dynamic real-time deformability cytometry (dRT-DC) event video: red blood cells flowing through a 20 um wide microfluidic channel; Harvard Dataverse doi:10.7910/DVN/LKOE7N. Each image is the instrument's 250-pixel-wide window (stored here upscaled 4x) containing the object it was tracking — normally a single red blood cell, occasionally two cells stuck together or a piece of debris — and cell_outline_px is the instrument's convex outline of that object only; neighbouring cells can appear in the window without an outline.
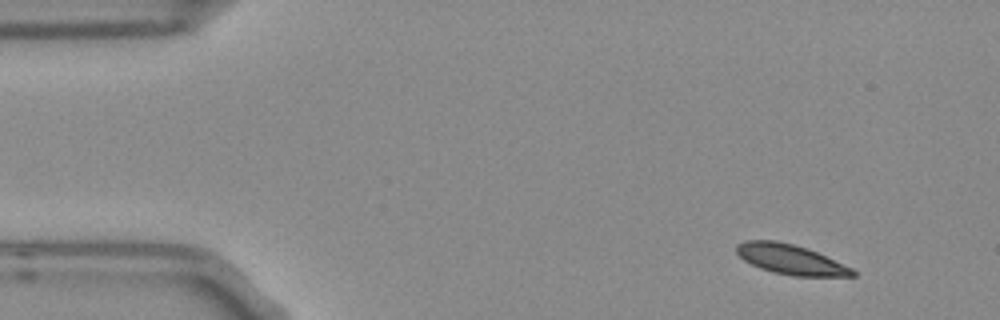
{"species": "Egyptian fruit bat (a non-hibernating species)", "species_latin": "Rousettus aegyptiacus", "temperature_condition": "room temperature", "stored_images_in_passage": 5, "camera_frame_rate_fps": 3000, "um_per_image_px": 0.085, "frame": {"image": 1, "passage_image": 1, "time_ms": 0.0, "image_size_px": [1000, 320], "cell_outline_px": [[856, 276], [792, 276], [772, 272], [760, 268], [744, 260], [736, 252], [736, 244], [744, 240], [776, 240], [792, 244], [816, 252], [852, 268], [856, 272]], "centroid_in_image_um": [67.16, 22.05], "position_along_channel_um": 17.8, "area_um2": 20.06}}
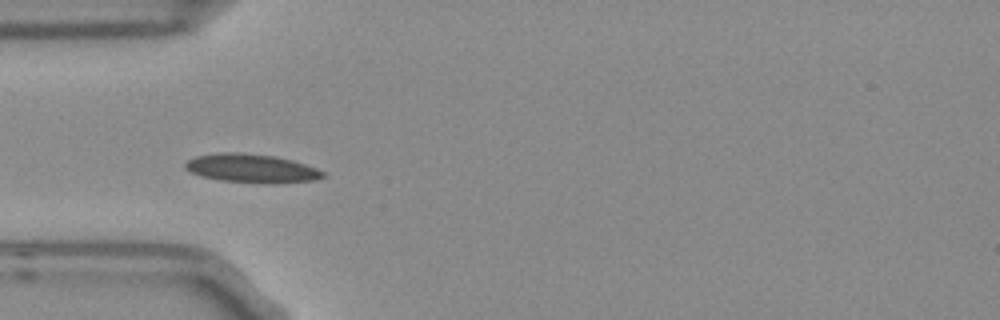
{"frame": {"image": 2, "passage_image": 4, "time_ms": 1.0, "image_size_px": [1000, 320], "cell_outline_px": [[324, 176], [312, 180], [276, 184], [264, 184], [220, 180], [200, 176], [184, 168], [184, 164], [188, 160], [196, 156], [224, 152], [240, 152], [276, 156], [292, 160], [316, 168], [324, 172]], "centroid_in_image_um": [21.37, 14.31], "position_along_channel_um": 63.6, "area_um2": 23.06}}
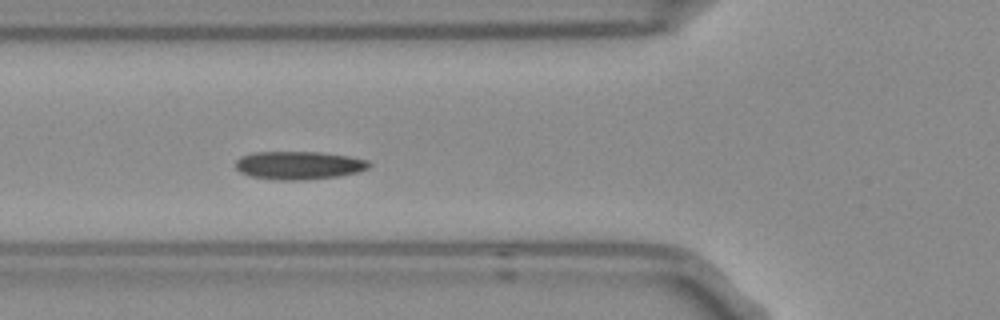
{"frame": {"image": 3, "passage_image": 5, "time_ms": 1.333, "image_size_px": [1000, 320], "cell_outline_px": [[372, 164], [368, 168], [356, 172], [336, 176], [304, 180], [276, 180], [248, 176], [240, 172], [236, 168], [236, 160], [240, 156], [256, 152], [320, 152], [348, 156], [368, 160]], "centroid_in_image_um": [25.37, 14.05], "position_along_channel_um": 100.4, "area_um2": 21.91}}